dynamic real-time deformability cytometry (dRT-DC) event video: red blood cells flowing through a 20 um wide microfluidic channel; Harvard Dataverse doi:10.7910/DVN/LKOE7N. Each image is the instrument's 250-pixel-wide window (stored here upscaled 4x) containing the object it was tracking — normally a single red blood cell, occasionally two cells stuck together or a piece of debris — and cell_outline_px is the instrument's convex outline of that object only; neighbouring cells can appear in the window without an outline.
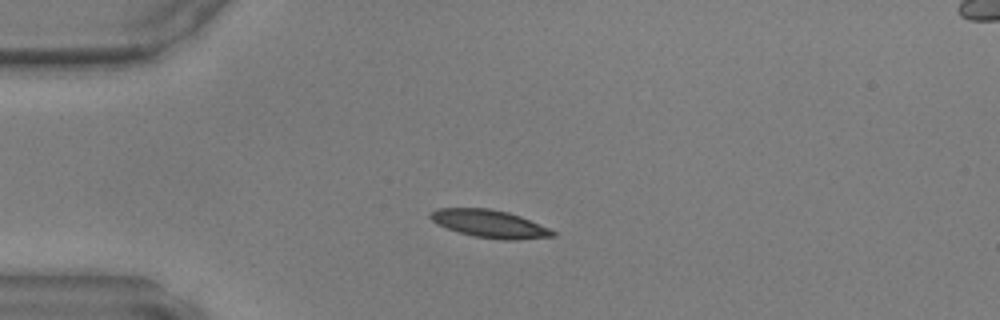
{"species": "common noctule bat (a hibernating species)", "species_latin": "Nyctalus noctula", "temperature_condition": "warm", "stored_images_in_passage": 37, "camera_frame_rate_fps": 3000, "um_per_image_px": 0.085, "animal": {"sex": "male", "body_mass_g": 17.9, "forearm_length_mm": 54.2}, "frame": {"image": 1, "passage_image": 1, "time_ms": 0.0, "image_size_px": [1000, 320], "cell_outline_px": [[556, 236], [516, 240], [500, 240], [472, 236], [436, 224], [428, 216], [432, 212], [440, 208], [488, 208], [508, 212], [520, 216], [548, 228], [556, 232]], "centroid_in_image_um": [41.62, 19.03], "position_along_channel_um": 43.4, "area_um2": 19.65}}
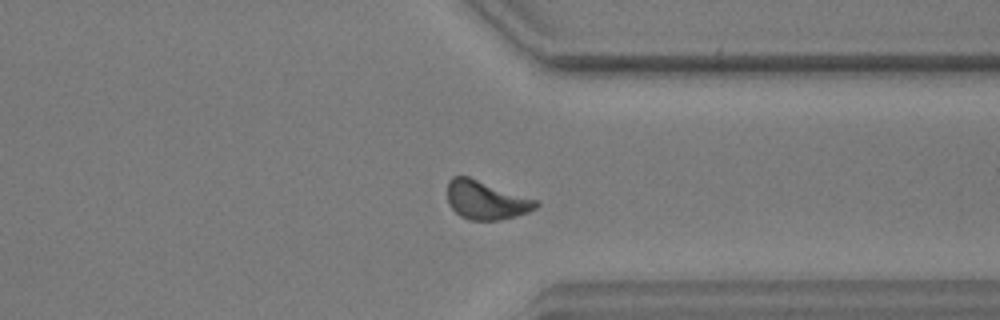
{"frame": {"image": 2, "passage_image": 26, "time_ms": 8.333, "image_size_px": [1000, 320], "cell_outline_px": [[540, 204], [536, 208], [528, 212], [496, 220], [468, 220], [460, 216], [448, 204], [448, 180], [452, 176], [468, 176], [536, 200]], "centroid_in_image_um": [41.27, 17.0], "position_along_channel_um": 370.1, "area_um2": 19.65}}
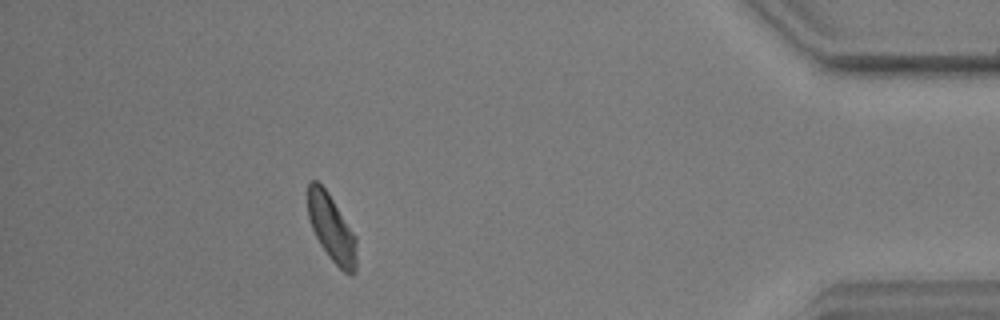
{"frame": {"image": 3, "passage_image": 32, "time_ms": 10.333, "image_size_px": [1000, 320], "cell_outline_px": [[356, 272], [352, 276], [344, 272], [328, 256], [320, 244], [312, 228], [308, 216], [308, 180], [316, 180], [328, 192], [356, 236]], "centroid_in_image_um": [28.19, 19.41], "position_along_channel_um": 407.0, "area_um2": 18.96}}